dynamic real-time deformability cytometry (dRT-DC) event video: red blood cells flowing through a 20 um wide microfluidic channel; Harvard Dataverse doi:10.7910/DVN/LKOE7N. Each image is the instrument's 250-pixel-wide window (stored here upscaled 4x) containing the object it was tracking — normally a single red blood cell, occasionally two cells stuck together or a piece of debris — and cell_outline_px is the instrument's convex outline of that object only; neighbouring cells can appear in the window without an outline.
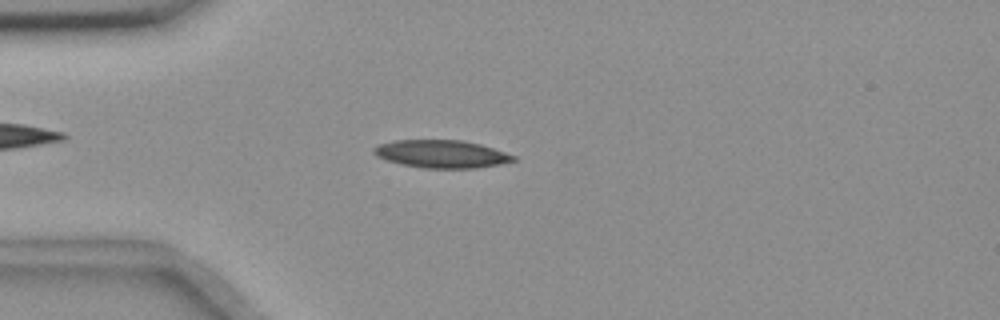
{"species": "common noctule bat (a hibernating species)", "species_latin": "Nyctalus noctula", "temperature_condition": "room temperature", "stored_images_in_passage": 55, "camera_frame_rate_fps": 3000, "um_per_image_px": 0.085, "animal": {"sex": "female", "body_mass_g": 18.4}, "frame": {"image": 1, "passage_image": 14, "time_ms": 4.333, "image_size_px": [1000, 320], "cell_outline_px": [[516, 160], [500, 164], [476, 168], [424, 168], [404, 164], [388, 160], [376, 156], [372, 152], [372, 148], [380, 144], [392, 140], [460, 140], [480, 144], [516, 156]], "centroid_in_image_um": [37.51, 13.08], "position_along_channel_um": 47.5, "area_um2": 22.43}}
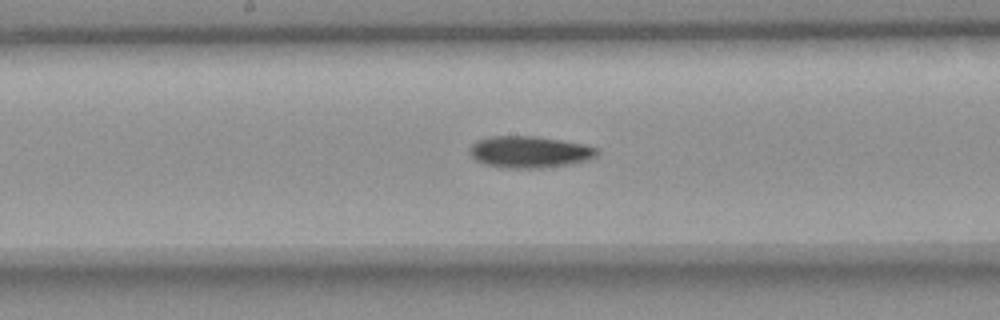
{"frame": {"image": 2, "passage_image": 28, "time_ms": 9.0, "image_size_px": [1000, 320], "cell_outline_px": [[600, 152], [596, 156], [588, 160], [568, 164], [540, 168], [500, 168], [484, 164], [476, 160], [468, 152], [468, 148], [476, 140], [488, 136], [536, 136], [584, 144], [596, 148]], "centroid_in_image_um": [44.96, 12.91], "position_along_channel_um": 203.2, "area_um2": 23.7}}
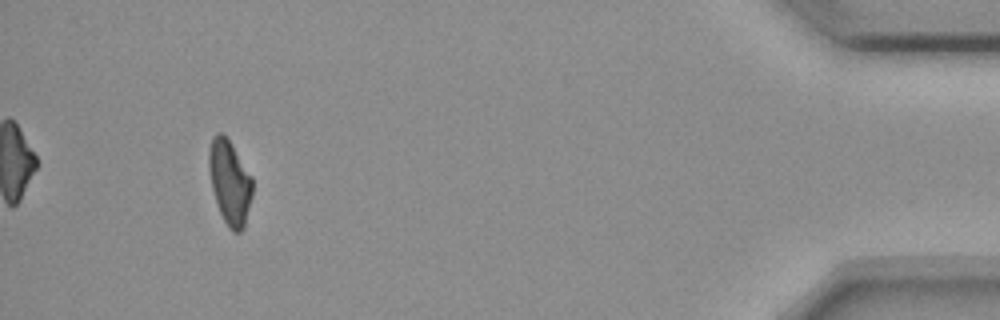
{"frame": {"image": 3, "passage_image": 51, "time_ms": 16.667, "image_size_px": [1000, 320], "cell_outline_px": [[252, 196], [244, 228], [240, 232], [232, 232], [228, 228], [216, 204], [212, 188], [208, 168], [208, 152], [212, 136], [216, 132], [224, 132], [232, 144], [252, 176]], "centroid_in_image_um": [19.51, 15.47], "position_along_channel_um": 415.7, "area_um2": 21.73}, "authors_computed_cell_mechanics": {"area_um2": 22.1952, "velocity_mm_per_s": 3.6615, "shape_relaxation_time_tau1_ms": 4.2253, "shape_relaxation_time_tau2_ms": null, "deformation_change_tau1": 0.1585, "deformation_change_tau2": null}}